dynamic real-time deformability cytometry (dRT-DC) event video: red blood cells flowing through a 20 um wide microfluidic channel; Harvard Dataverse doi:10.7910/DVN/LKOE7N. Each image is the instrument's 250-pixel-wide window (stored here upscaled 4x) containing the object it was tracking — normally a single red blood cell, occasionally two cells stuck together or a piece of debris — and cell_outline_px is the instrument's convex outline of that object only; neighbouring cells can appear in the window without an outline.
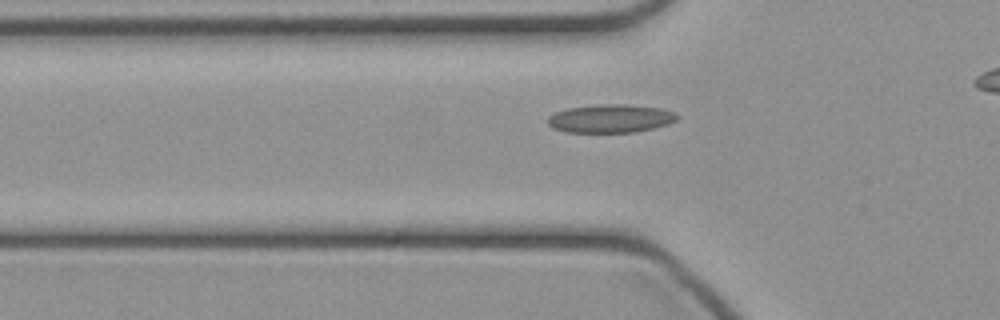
{"species": "common noctule bat (a hibernating species)", "species_latin": "Nyctalus noctula", "temperature_condition": "cold", "stored_images_in_passage": 37, "camera_frame_rate_fps": 3000, "um_per_image_px": 0.085, "animal": {"sex": "female", "body_mass_g": 21.9}, "frame": {"image": 1, "passage_image": 14, "time_ms": 4.333, "image_size_px": [1000, 320], "cell_outline_px": [[680, 116], [676, 120], [668, 124], [636, 132], [568, 132], [552, 128], [548, 124], [548, 116], [556, 112], [568, 108], [604, 104], [624, 104], [660, 108], [676, 112]], "centroid_in_image_um": [51.92, 10.07], "position_along_channel_um": 73.9, "area_um2": 21.27}}
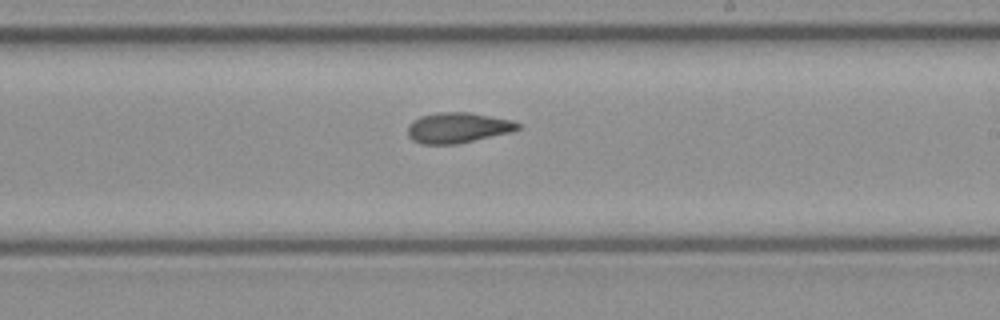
{"frame": {"image": 2, "passage_image": 26, "time_ms": 8.333, "image_size_px": [1000, 320], "cell_outline_px": [[520, 128], [512, 132], [456, 144], [420, 144], [412, 140], [408, 136], [408, 124], [412, 120], [420, 116], [436, 112], [468, 112], [512, 120], [520, 124]], "centroid_in_image_um": [38.88, 10.85], "position_along_channel_um": 250.1, "area_um2": 19.65}}
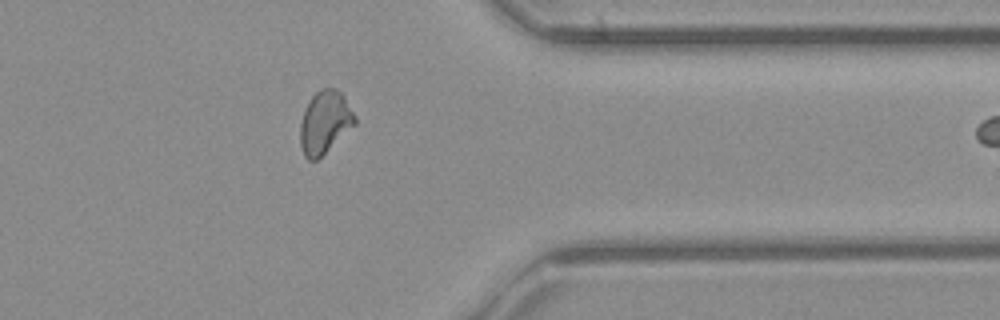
{"frame": {"image": 3, "passage_image": 36, "time_ms": 11.667, "image_size_px": [1000, 320], "cell_outline_px": [[356, 124], [316, 160], [308, 160], [304, 156], [300, 144], [300, 124], [308, 100], [320, 88], [336, 88], [344, 96], [356, 116]], "centroid_in_image_um": [27.61, 10.37], "position_along_channel_um": 383.8, "area_um2": 19.88}}